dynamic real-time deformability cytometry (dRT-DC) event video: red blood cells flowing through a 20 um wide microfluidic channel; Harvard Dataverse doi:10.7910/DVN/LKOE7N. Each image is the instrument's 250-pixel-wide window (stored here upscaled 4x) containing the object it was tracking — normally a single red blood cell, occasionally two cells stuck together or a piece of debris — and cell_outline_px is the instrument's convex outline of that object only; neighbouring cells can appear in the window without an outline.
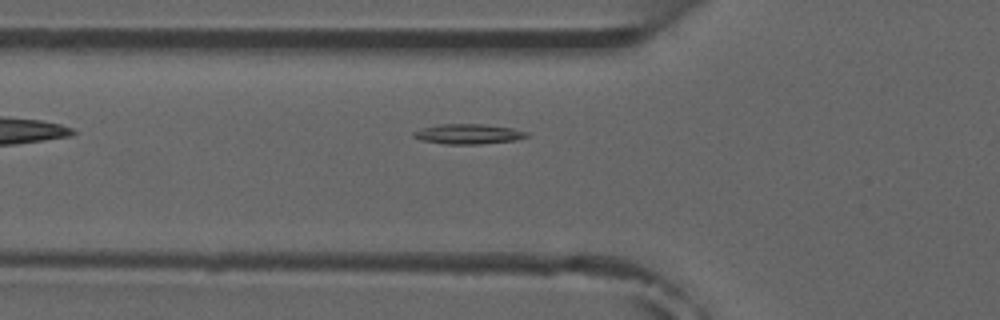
{"species": "common noctule bat (a hibernating species)", "species_latin": "Nyctalus noctula", "temperature_condition": "room temperature", "stored_images_in_passage": 2, "camera_frame_rate_fps": 3000, "um_per_image_px": 0.085, "animal": {"sex": "male", "forearm_length_mm": 52.5}, "frame": {"image": 1, "passage_image": 2, "time_ms": 1.333, "image_size_px": [1000, 320], "cell_outline_px": [[528, 136], [516, 140], [480, 144], [444, 144], [420, 140], [412, 136], [412, 132], [424, 128], [440, 124], [484, 124], [512, 128], [528, 132]], "centroid_in_image_um": [39.8, 11.39], "position_along_channel_um": 86.0, "area_um2": 13.18}}